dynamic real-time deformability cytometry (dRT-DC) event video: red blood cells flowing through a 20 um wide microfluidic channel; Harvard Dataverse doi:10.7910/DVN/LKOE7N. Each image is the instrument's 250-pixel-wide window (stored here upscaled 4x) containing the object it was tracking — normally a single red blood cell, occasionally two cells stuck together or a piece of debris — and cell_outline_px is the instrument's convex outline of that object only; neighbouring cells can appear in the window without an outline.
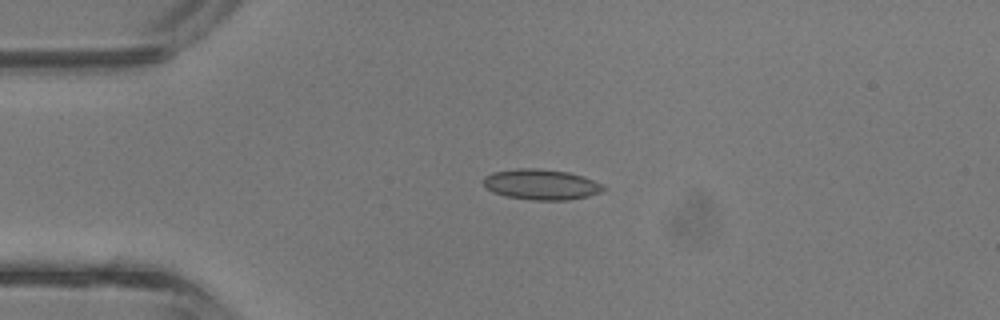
{"species": "common noctule bat (a hibernating species)", "species_latin": "Nyctalus noctula", "temperature_condition": "room temperature", "stored_images_in_passage": 3, "camera_frame_rate_fps": 3000, "um_per_image_px": 0.085, "animal": {"sex": "male", "body_mass_g": 13.3}, "frame": {"image": 1, "passage_image": 2, "time_ms": 0.333, "image_size_px": [1000, 320], "cell_outline_px": [[608, 188], [600, 192], [588, 196], [568, 200], [532, 200], [504, 196], [492, 192], [484, 184], [484, 176], [492, 172], [516, 168], [536, 168], [568, 172], [584, 176], [604, 184]], "centroid_in_image_um": [46.03, 15.68], "position_along_channel_um": 39.0, "area_um2": 21.56}}
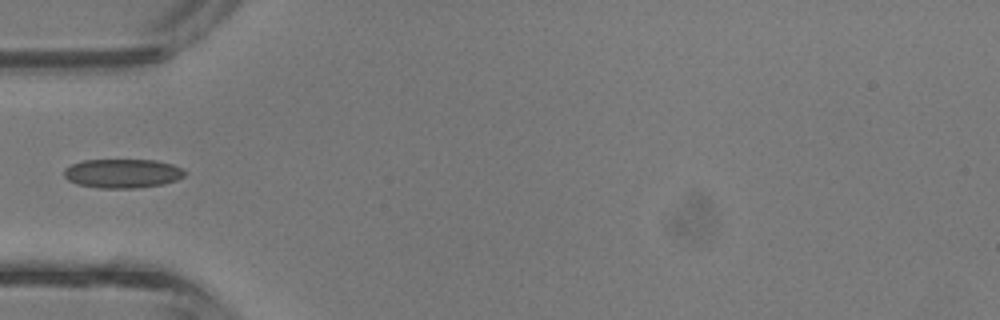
{"frame": {"image": 2, "passage_image": 3, "time_ms": 0.667, "image_size_px": [1000, 320], "cell_outline_px": [[188, 172], [184, 176], [176, 180], [164, 184], [136, 188], [100, 188], [76, 184], [68, 180], [64, 176], [64, 168], [72, 164], [84, 160], [156, 160], [172, 164], [184, 168]], "centroid_in_image_um": [10.44, 14.74], "position_along_channel_um": 74.6, "area_um2": 20.63}}